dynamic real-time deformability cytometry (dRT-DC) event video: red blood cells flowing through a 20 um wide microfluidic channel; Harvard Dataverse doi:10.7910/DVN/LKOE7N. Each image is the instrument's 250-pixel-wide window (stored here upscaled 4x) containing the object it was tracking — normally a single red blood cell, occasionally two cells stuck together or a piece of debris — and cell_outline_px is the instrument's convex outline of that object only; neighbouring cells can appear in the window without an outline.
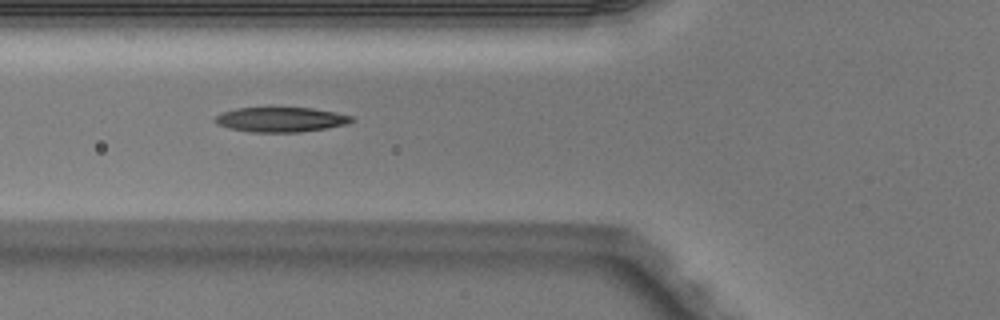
{"species": "Egyptian fruit bat (a non-hibernating species)", "species_latin": "Rousettus aegyptiacus", "temperature_condition": "warm", "stored_images_in_passage": 10, "camera_frame_rate_fps": 3000, "um_per_image_px": 0.085, "animal": {"sex": "male"}, "frame": {"image": 1, "passage_image": 7, "time_ms": 2.0, "image_size_px": [1000, 320], "cell_outline_px": [[356, 120], [348, 124], [328, 128], [300, 132], [252, 132], [228, 128], [216, 124], [212, 120], [220, 112], [236, 108], [312, 108], [352, 116]], "centroid_in_image_um": [23.84, 10.17], "position_along_channel_um": 102.0, "area_um2": 19.83}}
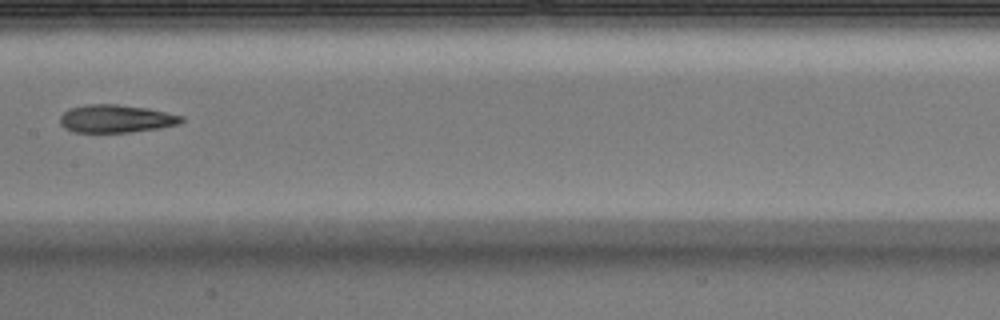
{"frame": {"image": 2, "passage_image": 9, "time_ms": 2.667, "image_size_px": [1000, 320], "cell_outline_px": [[184, 120], [180, 124], [160, 128], [128, 132], [76, 132], [64, 128], [60, 124], [60, 116], [68, 108], [88, 104], [116, 104], [144, 108], [184, 116]], "centroid_in_image_um": [9.84, 10.09], "position_along_channel_um": 197.6, "area_um2": 19.65}}
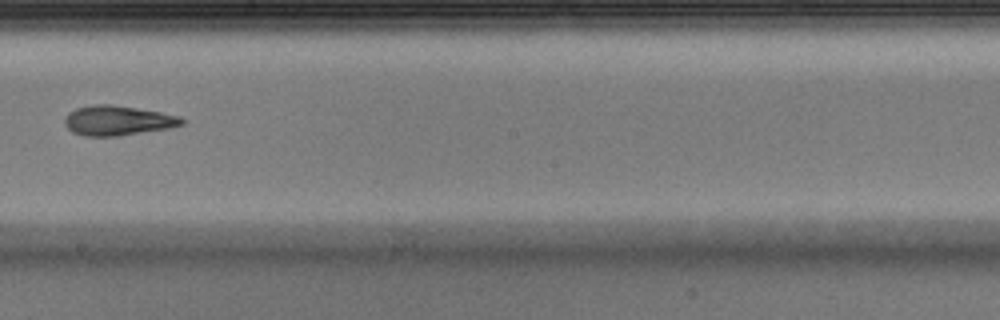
{"frame": {"image": 3, "passage_image": 10, "time_ms": 3.0, "image_size_px": [1000, 320], "cell_outline_px": [[184, 124], [168, 128], [116, 136], [84, 136], [72, 132], [64, 124], [64, 120], [68, 112], [76, 108], [92, 104], [112, 104], [160, 112], [180, 116], [184, 120]], "centroid_in_image_um": [9.97, 10.24], "position_along_channel_um": 238.2, "area_um2": 20.29}}